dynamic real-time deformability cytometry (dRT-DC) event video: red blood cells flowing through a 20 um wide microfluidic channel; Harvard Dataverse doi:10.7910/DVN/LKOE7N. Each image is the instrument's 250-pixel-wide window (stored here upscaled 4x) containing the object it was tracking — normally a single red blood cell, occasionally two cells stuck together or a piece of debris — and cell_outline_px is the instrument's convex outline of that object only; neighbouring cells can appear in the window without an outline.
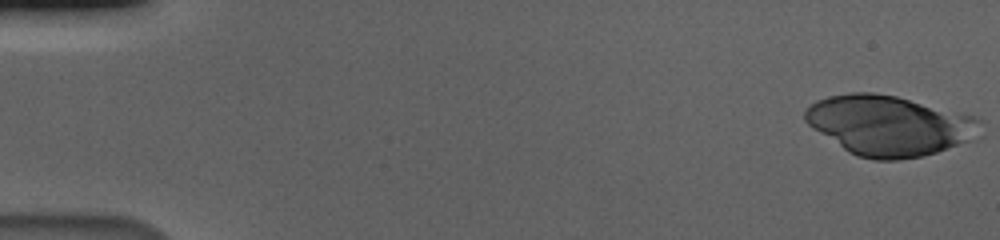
{"species": "human", "species_latin": "Homo sapiens", "temperature_condition": "cold", "stored_images_in_passage": 57, "camera_frame_rate_fps": 3000, "um_per_image_px": 0.085, "donor": {"sex": "male"}, "frame": {"image": 1, "passage_image": 1, "time_ms": 0.0, "image_size_px": [1000, 240], "cell_outline_px": [[984, 120], [968, 140], [936, 152], [924, 156], [900, 160], [872, 160], [856, 156], [848, 152], [812, 128], [804, 120], [804, 112], [816, 100], [828, 96], [852, 92], [872, 92], [896, 96], [976, 116]], "centroid_in_image_um": [75.52, 10.66], "position_along_channel_um": 9.5, "area_um2": 60.98}}